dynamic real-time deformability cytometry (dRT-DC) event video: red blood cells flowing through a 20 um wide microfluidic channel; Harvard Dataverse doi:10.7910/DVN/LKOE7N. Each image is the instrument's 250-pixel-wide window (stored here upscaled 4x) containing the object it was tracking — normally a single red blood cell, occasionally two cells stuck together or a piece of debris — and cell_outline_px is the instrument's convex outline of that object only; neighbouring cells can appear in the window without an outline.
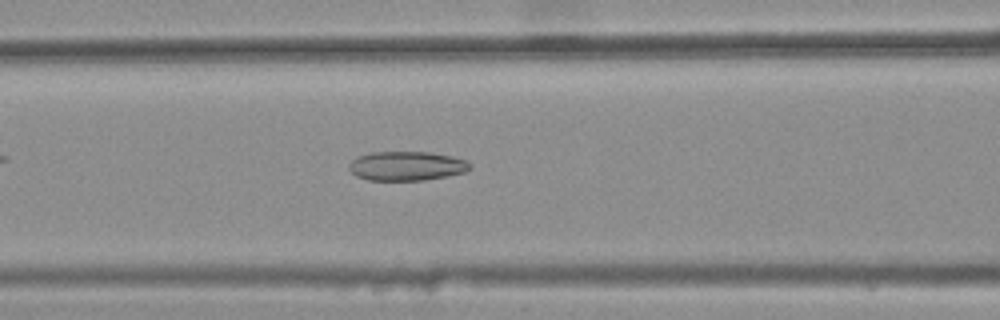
{"species": "common noctule bat (a hibernating species)", "species_latin": "Nyctalus noctula", "temperature_condition": "warm", "stored_images_in_passage": 37, "camera_frame_rate_fps": 3000, "um_per_image_px": 0.085, "animal": {"sex": "female", "body_mass_g": 25.1}, "frame": {"image": 1, "passage_image": 18, "time_ms": 5.667, "image_size_px": [1000, 320], "cell_outline_px": [[472, 168], [464, 172], [448, 176], [424, 180], [368, 180], [356, 176], [348, 168], [348, 164], [352, 160], [360, 156], [372, 152], [428, 152], [452, 156], [464, 160], [472, 164]], "centroid_in_image_um": [34.57, 14.11], "position_along_channel_um": 132.0, "area_um2": 20.58}}
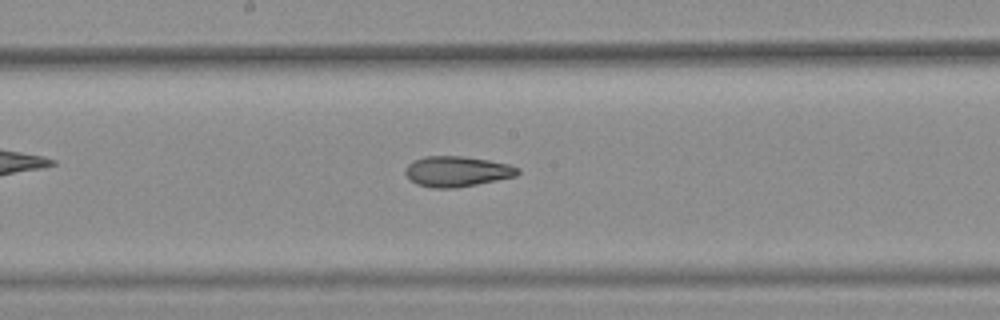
{"frame": {"image": 2, "passage_image": 24, "time_ms": 7.667, "image_size_px": [1000, 320], "cell_outline_px": [[520, 172], [516, 176], [476, 184], [452, 188], [432, 188], [416, 184], [404, 172], [408, 164], [424, 156], [464, 156], [488, 160], [508, 164], [520, 168]], "centroid_in_image_um": [38.85, 14.56], "position_along_channel_um": 209.3, "area_um2": 19.77}}
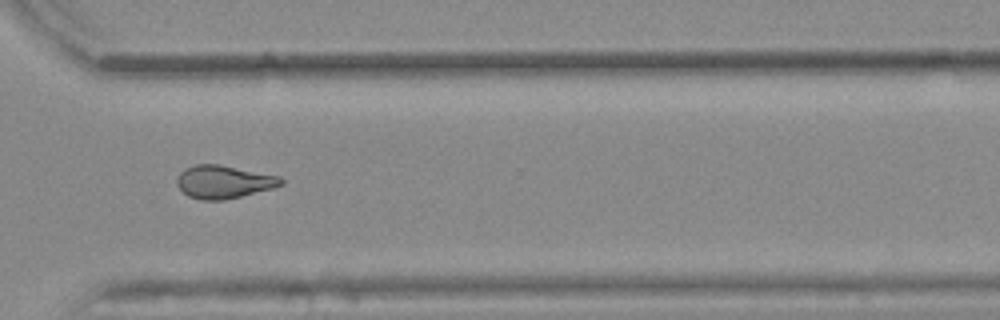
{"frame": {"image": 3, "passage_image": 35, "time_ms": 11.333, "image_size_px": [1000, 320], "cell_outline_px": [[284, 184], [272, 188], [224, 200], [200, 200], [188, 196], [176, 184], [176, 180], [180, 172], [184, 168], [196, 164], [220, 164], [280, 176], [284, 180]], "centroid_in_image_um": [19.0, 15.45], "position_along_channel_um": 351.6, "area_um2": 20.06}, "authors_computed_cell_mechanics": {"area_um2": 20.6346, "velocity_mm_per_s": 3.8734, "shape_relaxation_time_tau1_ms": null, "shape_relaxation_time_tau2_ms": 3.6454, "deformation_change_tau1": null, "deformation_change_tau2": 0.1166}}